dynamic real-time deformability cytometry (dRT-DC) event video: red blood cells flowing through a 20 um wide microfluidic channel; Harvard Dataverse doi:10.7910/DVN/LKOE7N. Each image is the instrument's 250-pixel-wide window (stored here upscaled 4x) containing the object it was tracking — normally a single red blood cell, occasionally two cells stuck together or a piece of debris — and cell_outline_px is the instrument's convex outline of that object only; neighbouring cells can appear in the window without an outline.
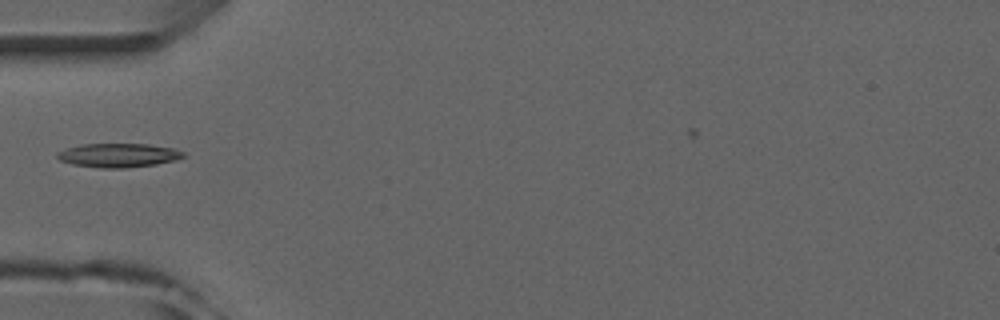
{"species": "common noctule bat (a hibernating species)", "species_latin": "Nyctalus noctula", "temperature_condition": "room temperature", "stored_images_in_passage": 5, "camera_frame_rate_fps": 3000, "um_per_image_px": 0.085, "animal": {"sex": "male", "forearm_length_mm": 52.5}, "frame": {"image": 1, "passage_image": 4, "time_ms": 4.333, "image_size_px": [1000, 320], "cell_outline_px": [[184, 156], [176, 160], [156, 164], [124, 168], [100, 168], [72, 164], [60, 160], [56, 156], [56, 152], [68, 148], [84, 144], [148, 144], [172, 148], [184, 152]], "centroid_in_image_um": [10.05, 13.2], "position_along_channel_um": 74.9, "area_um2": 17.46}}
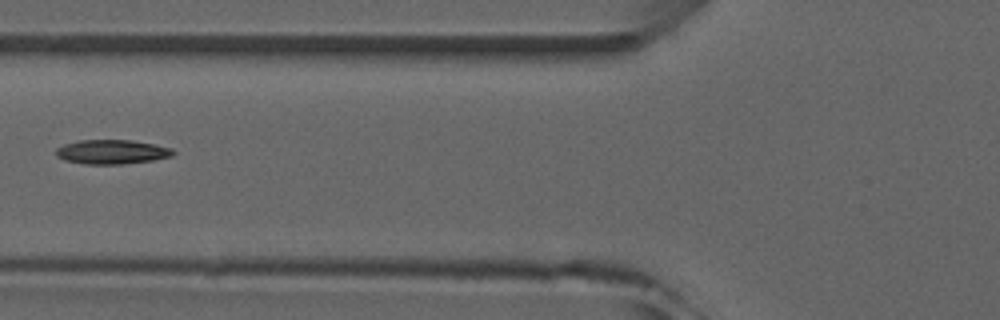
{"frame": {"image": 2, "passage_image": 5, "time_ms": 5.333, "image_size_px": [1000, 320], "cell_outline_px": [[176, 152], [172, 156], [152, 160], [120, 164], [84, 164], [64, 160], [56, 156], [56, 148], [64, 144], [80, 140], [128, 140], [152, 144], [172, 148]], "centroid_in_image_um": [9.48, 12.91], "position_along_channel_um": 116.3, "area_um2": 16.47}}